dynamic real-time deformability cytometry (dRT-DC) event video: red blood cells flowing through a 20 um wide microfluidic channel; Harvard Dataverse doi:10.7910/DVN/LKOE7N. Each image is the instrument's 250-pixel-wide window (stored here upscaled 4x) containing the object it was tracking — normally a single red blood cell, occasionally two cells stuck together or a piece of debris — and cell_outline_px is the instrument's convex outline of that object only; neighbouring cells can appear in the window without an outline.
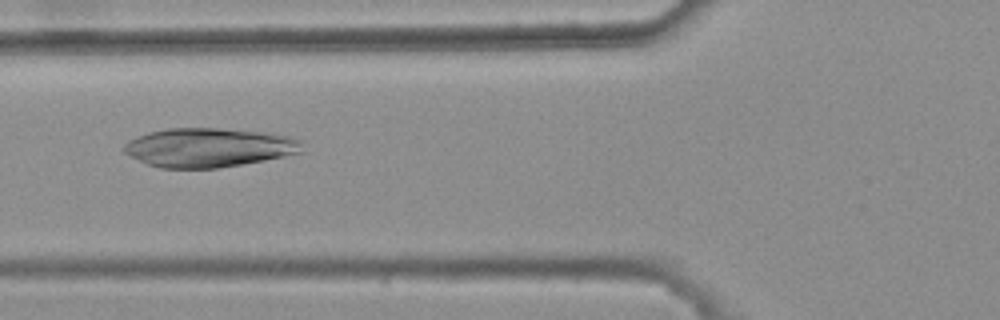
{"species": "common noctule bat (a hibernating species)", "species_latin": "Nyctalus noctula", "temperature_condition": "warm", "stored_images_in_passage": 5, "camera_frame_rate_fps": 3000, "um_per_image_px": 0.085, "animal": {"sex": "female", "body_mass_g": 25.1}, "frame": {"image": 1, "passage_image": 5, "time_ms": 1.333, "image_size_px": [1000, 320], "cell_outline_px": [[300, 152], [284, 156], [264, 160], [220, 168], [160, 168], [148, 164], [124, 152], [124, 144], [128, 140], [148, 132], [168, 128], [216, 128], [260, 132], [292, 136], [300, 140]], "centroid_in_image_um": [17.72, 12.54], "position_along_channel_um": 108.1, "area_um2": 40.17}}